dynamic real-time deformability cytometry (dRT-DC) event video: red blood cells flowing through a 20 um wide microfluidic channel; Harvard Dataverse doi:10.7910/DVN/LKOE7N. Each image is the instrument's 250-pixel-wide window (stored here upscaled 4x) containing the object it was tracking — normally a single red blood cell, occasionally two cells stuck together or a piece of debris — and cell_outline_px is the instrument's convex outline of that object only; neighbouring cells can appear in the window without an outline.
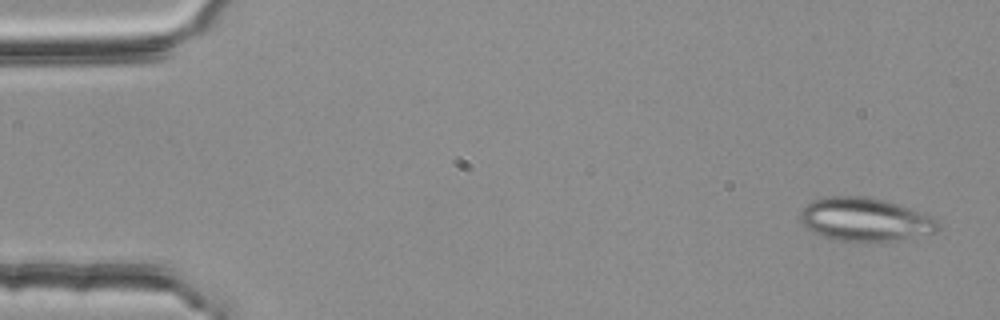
{"species": "common noctule bat (a hibernating species)", "species_latin": "Nyctalus noctula", "temperature_condition": "room temperature", "stored_images_in_passage": 4, "camera_frame_rate_fps": 3000, "um_per_image_px": 0.085, "animal": {"sex": "female", "body_mass_g": 25.1}, "frame": {"image": 1, "passage_image": 1, "time_ms": 0.0, "image_size_px": [1000, 320], "cell_outline_px": [[940, 228], [936, 232], [892, 240], [840, 240], [824, 236], [812, 232], [804, 228], [800, 220], [800, 212], [808, 204], [824, 196], [868, 196], [900, 204], [932, 216], [940, 224]], "centroid_in_image_um": [73.52, 18.62], "position_along_channel_um": 11.5, "area_um2": 34.45}}